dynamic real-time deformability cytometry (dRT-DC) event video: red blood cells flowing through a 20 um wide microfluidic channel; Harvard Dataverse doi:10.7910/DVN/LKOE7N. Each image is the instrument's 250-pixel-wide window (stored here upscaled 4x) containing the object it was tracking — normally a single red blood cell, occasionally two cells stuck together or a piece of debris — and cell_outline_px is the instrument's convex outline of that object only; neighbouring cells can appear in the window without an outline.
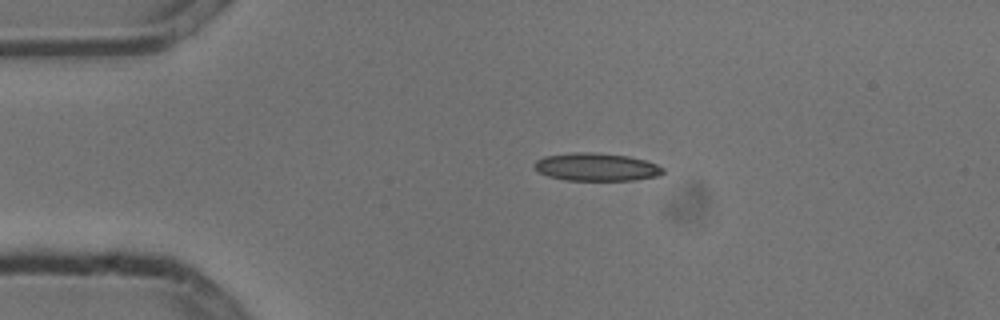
{"species": "common noctule bat (a hibernating species)", "species_latin": "Nyctalus noctula", "temperature_condition": "cold", "stored_images_in_passage": 2, "camera_frame_rate_fps": 3000, "um_per_image_px": 0.085, "animal": {"sex": "male", "body_mass_g": 13.3}, "frame": {"image": 1, "passage_image": 1, "time_ms": 0.0, "image_size_px": [1000, 320], "cell_outline_px": [[664, 172], [660, 176], [632, 180], [564, 180], [548, 176], [540, 172], [536, 168], [536, 160], [544, 156], [576, 152], [592, 152], [628, 156], [644, 160], [656, 164], [664, 168]], "centroid_in_image_um": [50.72, 14.2], "position_along_channel_um": 34.3, "area_um2": 20.75}}